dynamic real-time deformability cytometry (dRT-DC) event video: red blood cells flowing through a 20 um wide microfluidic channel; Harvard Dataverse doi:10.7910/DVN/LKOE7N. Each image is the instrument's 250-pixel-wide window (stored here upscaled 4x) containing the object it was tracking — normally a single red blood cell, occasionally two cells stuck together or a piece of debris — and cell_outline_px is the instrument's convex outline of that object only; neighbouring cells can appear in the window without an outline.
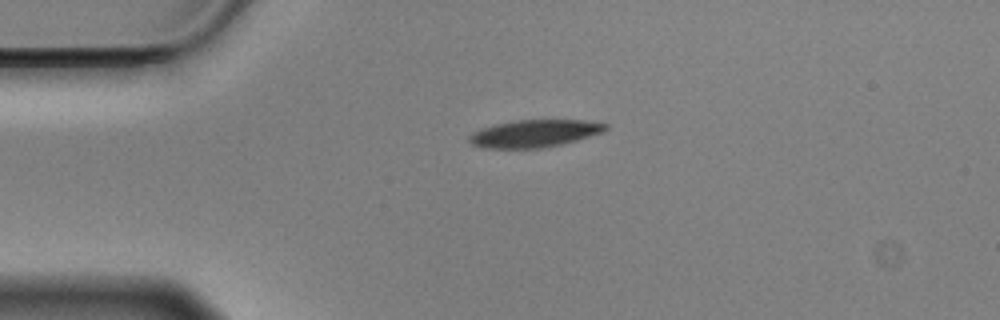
{"species": "Egyptian fruit bat (a non-hibernating species)", "species_latin": "Rousettus aegyptiacus", "temperature_condition": "cold", "stored_images_in_passage": 45, "camera_frame_rate_fps": 3000, "um_per_image_px": 0.085, "animal": {"sex": "male"}, "frame": {"image": 1, "passage_image": 1, "time_ms": 0.0, "image_size_px": [1000, 320], "cell_outline_px": [[608, 128], [604, 132], [576, 140], [544, 148], [488, 148], [472, 144], [468, 140], [468, 136], [472, 132], [496, 124], [516, 120], [584, 120], [608, 124]], "centroid_in_image_um": [45.45, 11.34], "position_along_channel_um": 39.5, "area_um2": 21.62}}
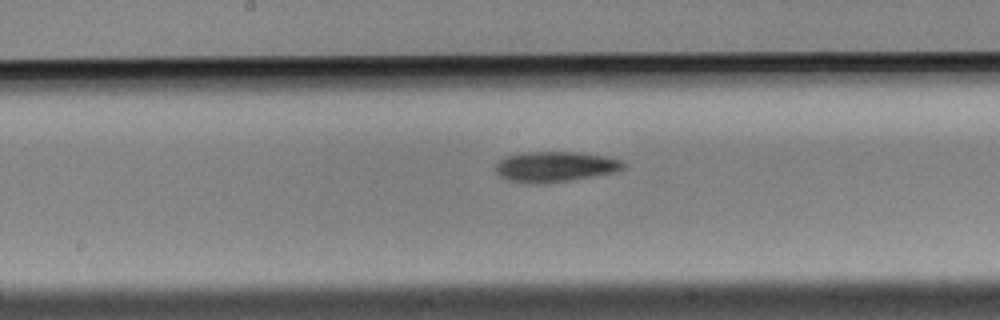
{"frame": {"image": 2, "passage_image": 17, "time_ms": 5.333, "image_size_px": [1000, 320], "cell_outline_px": [[624, 168], [612, 172], [592, 176], [568, 180], [540, 184], [528, 184], [508, 180], [500, 176], [496, 172], [496, 164], [500, 160], [508, 156], [520, 152], [572, 152], [604, 156], [620, 160], [624, 164]], "centroid_in_image_um": [47.11, 14.17], "position_along_channel_um": 201.1, "area_um2": 22.31}}
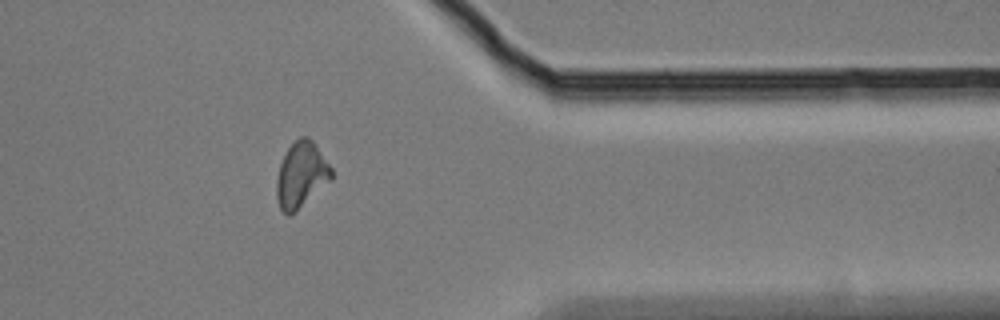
{"frame": {"image": 3, "passage_image": 34, "time_ms": 11.0, "image_size_px": [1000, 320], "cell_outline_px": [[332, 180], [288, 216], [280, 208], [276, 196], [276, 180], [280, 164], [288, 148], [300, 136], [308, 136], [316, 144], [332, 168]], "centroid_in_image_um": [25.61, 14.83], "position_along_channel_um": 385.8, "area_um2": 20.75}, "authors_computed_cell_mechanics": {"area_um2": 21.2704, "velocity_mm_per_s": 3.5205, "shape_relaxation_time_tau1_ms": 3.242, "shape_relaxation_time_tau2_ms": null, "deformation_change_tau1": 0.1236, "deformation_change_tau2": null}}